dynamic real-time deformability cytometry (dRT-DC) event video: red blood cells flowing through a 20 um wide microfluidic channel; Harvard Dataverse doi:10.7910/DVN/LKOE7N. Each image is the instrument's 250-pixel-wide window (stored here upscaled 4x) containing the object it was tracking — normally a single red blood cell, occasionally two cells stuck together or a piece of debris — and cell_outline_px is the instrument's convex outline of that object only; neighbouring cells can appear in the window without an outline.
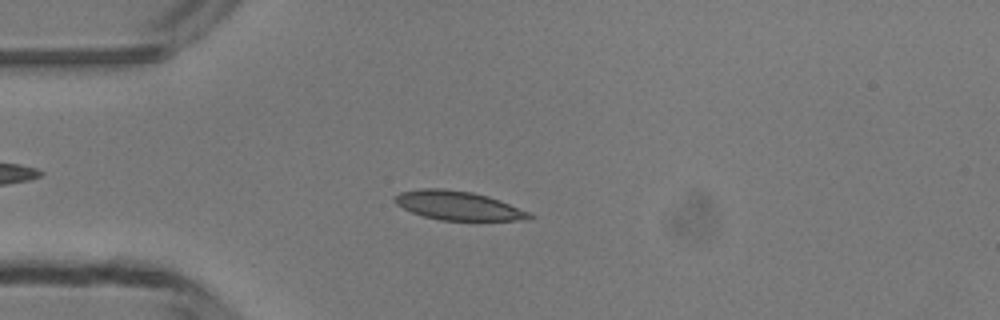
{"species": "common noctule bat (a hibernating species)", "species_latin": "Nyctalus noctula", "temperature_condition": "room temperature", "stored_images_in_passage": 48, "camera_frame_rate_fps": 3000, "um_per_image_px": 0.085, "animal": {"sex": "male", "body_mass_g": 13.3}, "frame": {"image": 1, "passage_image": 12, "time_ms": 3.667, "image_size_px": [1000, 320], "cell_outline_px": [[536, 216], [520, 220], [440, 220], [424, 216], [412, 212], [396, 204], [392, 200], [392, 196], [400, 192], [420, 188], [440, 188], [472, 192], [488, 196], [500, 200], [528, 212]], "centroid_in_image_um": [38.88, 17.46], "position_along_channel_um": 46.1, "area_um2": 22.6}}
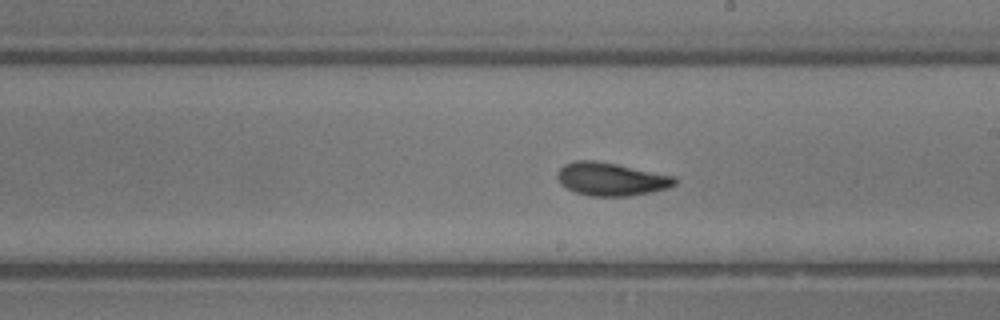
{"frame": {"image": 2, "passage_image": 27, "time_ms": 8.667, "image_size_px": [1000, 320], "cell_outline_px": [[676, 184], [668, 188], [652, 192], [628, 196], [588, 196], [576, 192], [560, 184], [556, 176], [560, 168], [564, 164], [576, 160], [596, 160], [676, 176]], "centroid_in_image_um": [51.95, 15.22], "position_along_channel_um": 237.1, "area_um2": 22.72}}
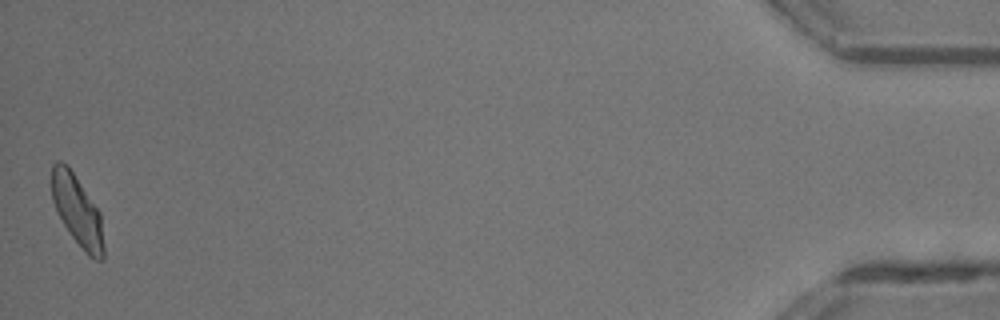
{"frame": {"image": 3, "passage_image": 48, "time_ms": 15.667, "image_size_px": [1000, 320], "cell_outline_px": [[104, 260], [96, 260], [88, 256], [72, 236], [64, 224], [52, 200], [52, 164], [56, 160], [60, 160], [68, 164], [100, 212], [104, 248]], "centroid_in_image_um": [6.58, 17.88], "position_along_channel_um": 428.6, "area_um2": 21.27}, "authors_computed_cell_mechanics": {"area_um2": 22.0796, "velocity_mm_per_s": 4.1616, "shape_relaxation_time_tau1_ms": 3.3396, "shape_relaxation_time_tau2_ms": 1.6619, "deformation_change_tau1": 0.1202, "deformation_change_tau2": 0.0582}}